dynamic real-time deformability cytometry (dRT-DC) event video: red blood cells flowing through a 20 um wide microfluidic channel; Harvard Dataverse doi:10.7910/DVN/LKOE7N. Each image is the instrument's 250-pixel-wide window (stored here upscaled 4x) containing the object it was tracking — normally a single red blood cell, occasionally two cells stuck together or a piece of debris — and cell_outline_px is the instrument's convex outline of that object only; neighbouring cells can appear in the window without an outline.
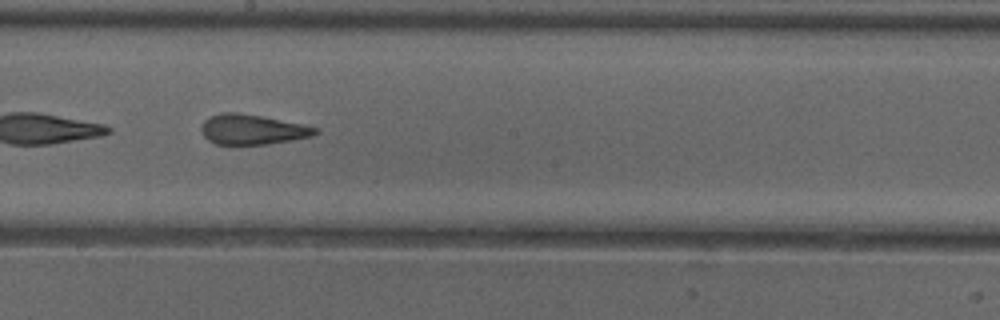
{"species": "common noctule bat (a hibernating species)", "species_latin": "Nyctalus noctula", "temperature_condition": "cold", "stored_images_in_passage": 31, "camera_frame_rate_fps": 3000, "um_per_image_px": 0.085, "animal": {"sex": "female"}, "frame": {"image": 1, "passage_image": 15, "time_ms": 4.667, "image_size_px": [1000, 320], "cell_outline_px": [[320, 132], [312, 136], [268, 144], [216, 144], [208, 140], [200, 132], [200, 128], [204, 120], [220, 112], [236, 112], [260, 116], [300, 124], [316, 128]], "centroid_in_image_um": [21.39, 11.01], "position_along_channel_um": 226.8, "area_um2": 19.71}, "authors_computed_cell_mechanics": {"area_um2": 20.1144, "velocity_mm_per_s": 3.9829, "shape_relaxation_time_tau1_ms": 7.4518, "shape_relaxation_time_tau2_ms": 2.15, "deformation_change_tau1": 0.1748, "deformation_change_tau2": 0.1213}}